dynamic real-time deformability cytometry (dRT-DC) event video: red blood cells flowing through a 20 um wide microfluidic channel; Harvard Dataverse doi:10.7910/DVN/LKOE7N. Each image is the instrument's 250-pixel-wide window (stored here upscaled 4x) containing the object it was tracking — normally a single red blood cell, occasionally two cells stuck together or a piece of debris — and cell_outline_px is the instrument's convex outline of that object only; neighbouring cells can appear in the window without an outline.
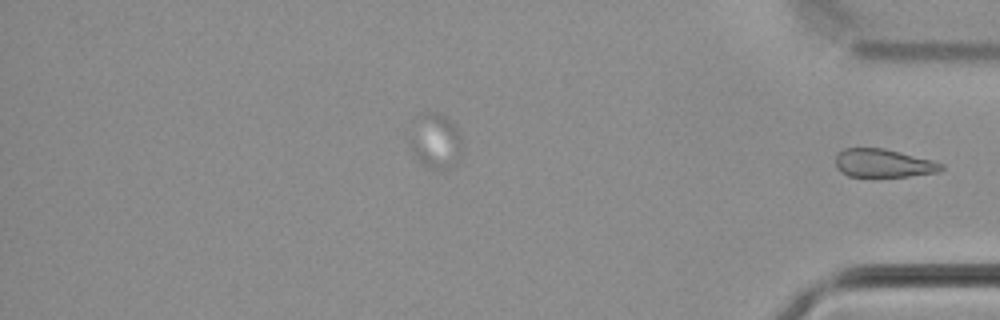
{"species": "common noctule bat (a hibernating species)", "species_latin": "Nyctalus noctula", "temperature_condition": "cold", "stored_images_in_passage": 25, "segment_of_instrument_passage": [3, 3], "camera_frame_rate_fps": 3000, "um_per_image_px": 0.085, "animal": {"sex": "male", "body_mass_g": 21.5, "forearm_length_mm": 52.0}, "frame": {"image": 1, "passage_image": 25, "time_ms": 8.0, "image_size_px": [1000, 320], "cell_outline_px": [[944, 168], [940, 172], [908, 176], [848, 176], [840, 172], [836, 168], [836, 156], [844, 148], [884, 148], [932, 160], [944, 164]], "centroid_in_image_um": [75.1, 13.87], "position_along_channel_um": 360.1, "area_um2": 17.4}}